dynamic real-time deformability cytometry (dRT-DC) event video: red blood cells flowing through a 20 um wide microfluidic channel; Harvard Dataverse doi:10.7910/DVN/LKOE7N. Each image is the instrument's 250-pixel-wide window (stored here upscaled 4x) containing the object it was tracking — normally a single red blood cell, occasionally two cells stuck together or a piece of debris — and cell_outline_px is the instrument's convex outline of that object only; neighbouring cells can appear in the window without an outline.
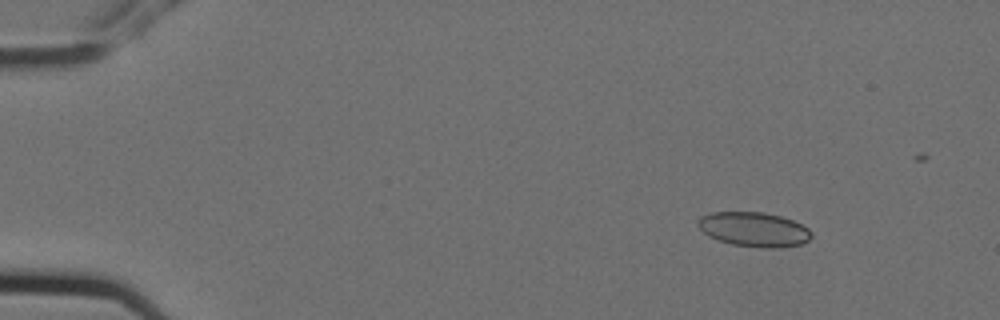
{"species": "Egyptian fruit bat (a non-hibernating species)", "species_latin": "Rousettus aegyptiacus", "temperature_condition": "cold", "stored_images_in_passage": 6, "camera_frame_rate_fps": 3000, "um_per_image_px": 0.085, "animal": {"sex": "female"}, "frame": {"image": 1, "passage_image": 2, "time_ms": 0.333, "image_size_px": [1000, 320], "cell_outline_px": [[812, 236], [808, 240], [800, 244], [780, 248], [764, 248], [732, 244], [716, 240], [708, 236], [696, 224], [696, 220], [700, 216], [712, 212], [764, 212], [780, 216], [792, 220], [808, 228], [812, 232]], "centroid_in_image_um": [64.06, 19.5], "position_along_channel_um": 20.9, "area_um2": 22.95}}
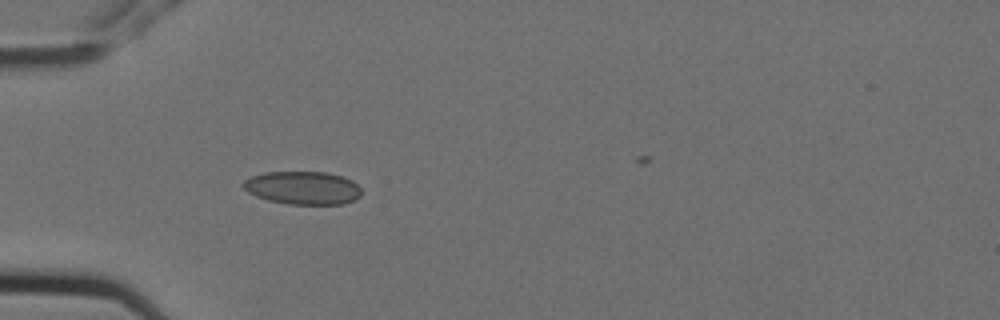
{"frame": {"image": 2, "passage_image": 5, "time_ms": 1.333, "image_size_px": [1000, 320], "cell_outline_px": [[360, 196], [344, 204], [288, 204], [268, 200], [256, 196], [248, 192], [240, 184], [244, 180], [252, 176], [264, 172], [328, 172], [352, 180], [360, 188]], "centroid_in_image_um": [25.71, 15.96], "position_along_channel_um": 59.3, "area_um2": 22.77}}